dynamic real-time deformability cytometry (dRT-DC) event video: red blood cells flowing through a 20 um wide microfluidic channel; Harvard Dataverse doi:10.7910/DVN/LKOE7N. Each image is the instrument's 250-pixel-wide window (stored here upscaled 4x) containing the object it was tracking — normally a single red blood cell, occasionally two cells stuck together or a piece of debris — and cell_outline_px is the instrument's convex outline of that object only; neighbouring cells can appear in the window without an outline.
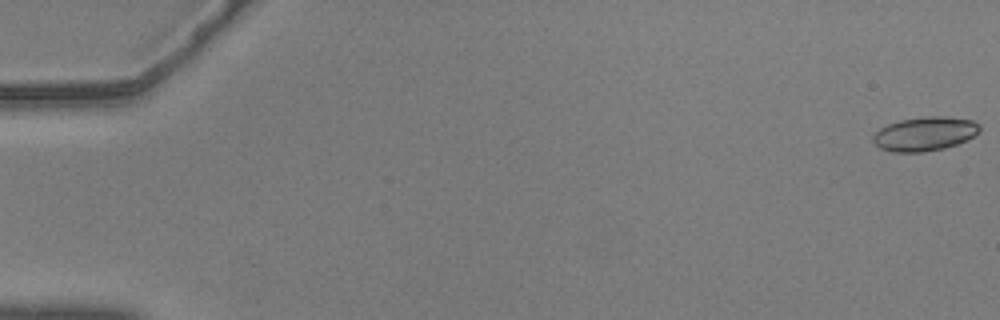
{"species": "common noctule bat (a hibernating species)", "species_latin": "Nyctalus noctula", "temperature_condition": "warm", "stored_images_in_passage": 57, "camera_frame_rate_fps": 3000, "um_per_image_px": 0.085, "animal": {"sex": "male", "body_mass_g": 20.5, "forearm_length_mm": 52.5}, "frame": {"image": 1, "passage_image": 1, "time_ms": 0.0, "image_size_px": [1000, 320], "cell_outline_px": [[980, 128], [972, 136], [956, 144], [944, 148], [924, 152], [896, 152], [880, 148], [872, 140], [872, 136], [880, 128], [888, 124], [900, 120], [924, 116], [944, 116], [972, 120], [980, 124]], "centroid_in_image_um": [78.57, 11.36], "position_along_channel_um": 6.4, "area_um2": 20.92}}
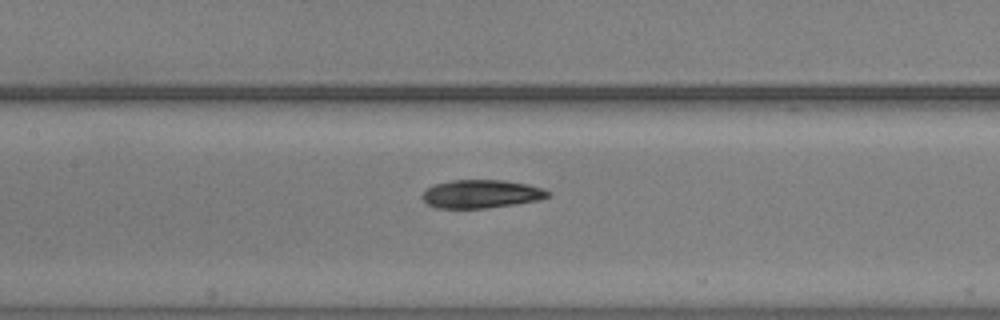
{"frame": {"image": 2, "passage_image": 28, "time_ms": 9.0, "image_size_px": [1000, 320], "cell_outline_px": [[548, 196], [540, 200], [484, 208], [436, 208], [428, 204], [420, 196], [428, 188], [436, 184], [452, 180], [504, 180], [528, 184], [544, 188], [548, 192]], "centroid_in_image_um": [40.9, 16.48], "position_along_channel_um": 166.5, "area_um2": 20.52}}
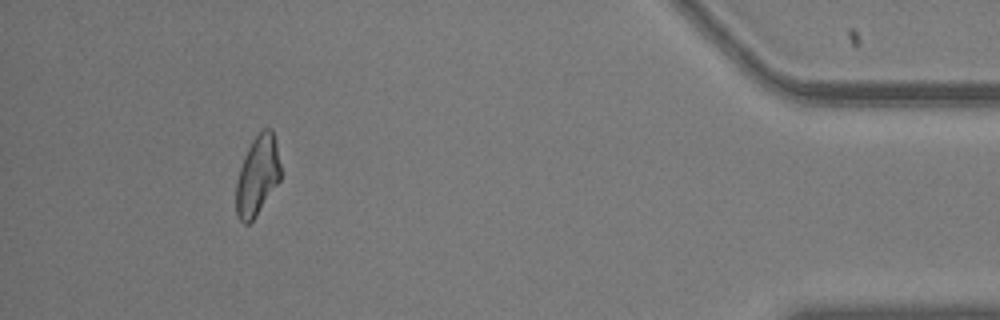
{"frame": {"image": 3, "passage_image": 53, "time_ms": 17.333, "image_size_px": [1000, 320], "cell_outline_px": [[280, 180], [256, 216], [248, 224], [244, 224], [236, 216], [236, 180], [244, 156], [252, 140], [264, 128], [272, 128], [276, 144], [280, 164]], "centroid_in_image_um": [21.87, 14.94], "position_along_channel_um": 413.3, "area_um2": 20.58}, "authors_computed_cell_mechanics": {"area_um2": 21.0392, "velocity_mm_per_s": 3.6424, "shape_relaxation_time_tau1_ms": 7.5411, "shape_relaxation_time_tau2_ms": 4.3547, "deformation_change_tau1": 0.1781, "deformation_change_tau2": 0.1189}}